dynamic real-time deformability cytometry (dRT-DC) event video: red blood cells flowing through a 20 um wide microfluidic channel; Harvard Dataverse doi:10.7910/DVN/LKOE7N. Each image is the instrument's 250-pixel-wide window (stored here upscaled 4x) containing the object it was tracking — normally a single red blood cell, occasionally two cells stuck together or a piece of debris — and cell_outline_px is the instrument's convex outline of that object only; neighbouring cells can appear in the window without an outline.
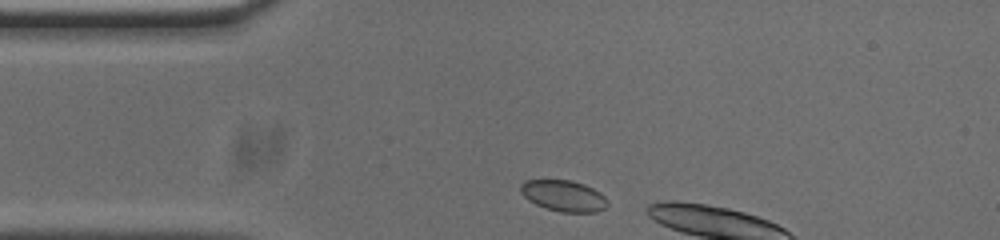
{"species": "common noctule bat (a hibernating species)", "species_latin": "Nyctalus noctula", "temperature_condition": "cold", "stored_images_in_passage": 4, "camera_frame_rate_fps": 3000, "um_per_image_px": 0.085, "animal": {"sex": "male", "body_mass_g": 20.0, "forearm_length_mm": 53.3}, "frame": {"image": 1, "passage_image": 1, "time_ms": 0.0, "image_size_px": [1000, 240], "cell_outline_px": [[608, 204], [604, 208], [596, 212], [560, 212], [544, 208], [528, 200], [520, 192], [520, 184], [524, 180], [572, 180], [584, 184], [600, 192], [604, 196]], "centroid_in_image_um": [47.88, 16.64], "position_along_channel_um": 37.1, "area_um2": 15.84}}